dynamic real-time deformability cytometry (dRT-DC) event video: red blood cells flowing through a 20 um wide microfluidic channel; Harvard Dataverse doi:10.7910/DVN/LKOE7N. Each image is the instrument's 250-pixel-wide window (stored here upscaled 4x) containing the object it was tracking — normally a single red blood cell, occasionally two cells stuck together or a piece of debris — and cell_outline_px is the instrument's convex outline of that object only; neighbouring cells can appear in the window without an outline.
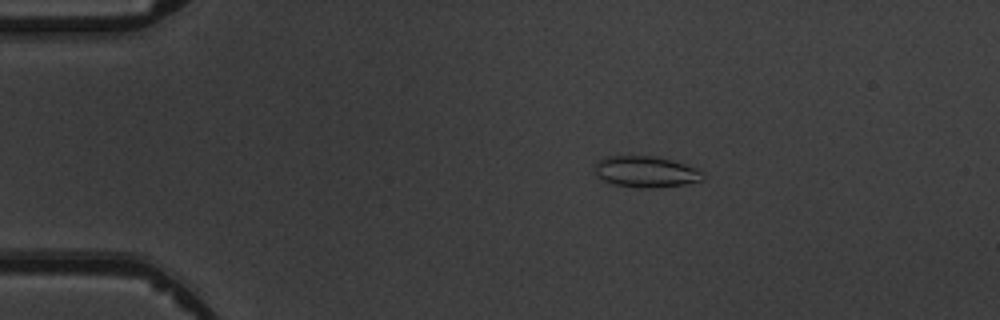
{"species": "common noctule bat (a hibernating species)", "species_latin": "Nyctalus noctula", "temperature_condition": "warm", "stored_images_in_passage": 6, "camera_frame_rate_fps": 3000, "um_per_image_px": 0.085, "animal": {"sex": "male", "body_mass_g": 19.5, "forearm_length_mm": 54.6}, "frame": {"image": 1, "passage_image": 3, "time_ms": 2.333, "image_size_px": [1000, 320], "cell_outline_px": [[704, 180], [684, 184], [648, 188], [636, 188], [612, 184], [596, 176], [596, 164], [600, 160], [608, 156], [652, 156], [672, 160], [696, 168], [704, 172]], "centroid_in_image_um": [54.92, 14.61], "position_along_channel_um": 30.1, "area_um2": 19.54}}